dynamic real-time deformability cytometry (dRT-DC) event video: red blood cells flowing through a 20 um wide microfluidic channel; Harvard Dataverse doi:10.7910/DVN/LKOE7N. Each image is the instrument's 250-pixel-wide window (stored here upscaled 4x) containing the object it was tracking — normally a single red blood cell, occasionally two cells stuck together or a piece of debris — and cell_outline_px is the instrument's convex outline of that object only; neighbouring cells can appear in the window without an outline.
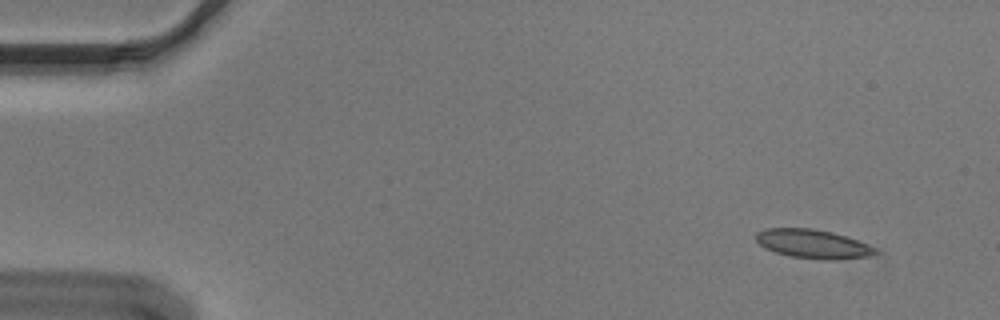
{"species": "Egyptian fruit bat (a non-hibernating species)", "species_latin": "Rousettus aegyptiacus", "temperature_condition": "cold", "stored_images_in_passage": 55, "camera_frame_rate_fps": 3000, "um_per_image_px": 0.085, "animal": {"sex": "male"}, "frame": {"image": 1, "passage_image": 5, "time_ms": 1.333, "image_size_px": [1000, 320], "cell_outline_px": [[880, 252], [868, 256], [832, 260], [820, 260], [792, 256], [776, 252], [764, 248], [756, 240], [756, 232], [768, 228], [812, 228], [832, 232], [856, 240], [876, 248]], "centroid_in_image_um": [69.09, 20.73], "position_along_channel_um": 15.9, "area_um2": 19.94}}
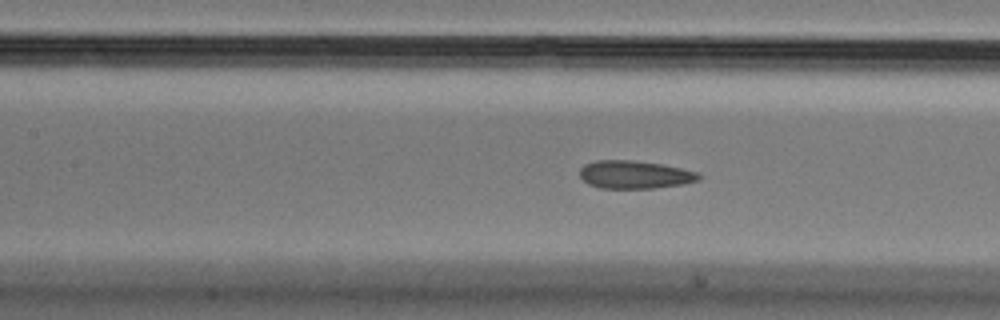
{"frame": {"image": 2, "passage_image": 25, "time_ms": 8.0, "image_size_px": [1000, 320], "cell_outline_px": [[704, 176], [700, 180], [684, 184], [652, 188], [600, 188], [588, 184], [580, 176], [580, 168], [584, 164], [596, 160], [632, 160], [660, 164], [700, 172]], "centroid_in_image_um": [53.98, 14.84], "position_along_channel_um": 153.4, "area_um2": 19.54}}
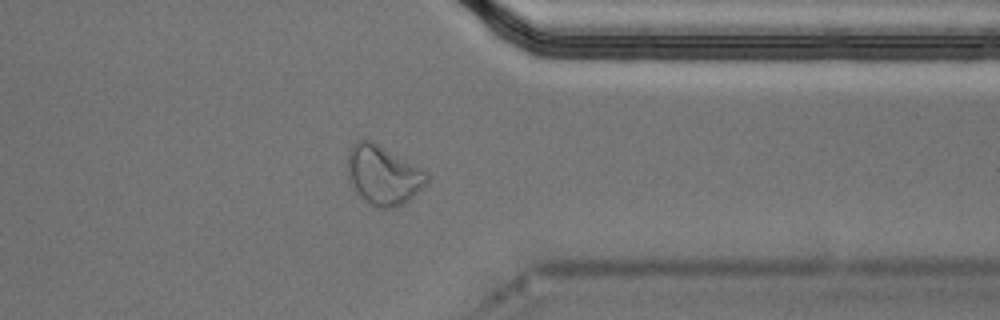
{"frame": {"image": 3, "passage_image": 44, "time_ms": 14.333, "image_size_px": [1000, 320], "cell_outline_px": [[432, 176], [428, 184], [408, 200], [392, 208], [376, 208], [364, 204], [356, 196], [352, 188], [348, 172], [348, 152], [352, 144], [356, 140], [372, 140], [428, 172]], "centroid_in_image_um": [32.57, 14.91], "position_along_channel_um": 378.8, "area_um2": 28.03}, "authors_computed_cell_mechanics": {"area_um2": 20.1144, "velocity_mm_per_s": 3.6381, "shape_relaxation_time_tau1_ms": null, "shape_relaxation_time_tau2_ms": 1.4894, "deformation_change_tau1": null, "deformation_change_tau2": 0.0728}}